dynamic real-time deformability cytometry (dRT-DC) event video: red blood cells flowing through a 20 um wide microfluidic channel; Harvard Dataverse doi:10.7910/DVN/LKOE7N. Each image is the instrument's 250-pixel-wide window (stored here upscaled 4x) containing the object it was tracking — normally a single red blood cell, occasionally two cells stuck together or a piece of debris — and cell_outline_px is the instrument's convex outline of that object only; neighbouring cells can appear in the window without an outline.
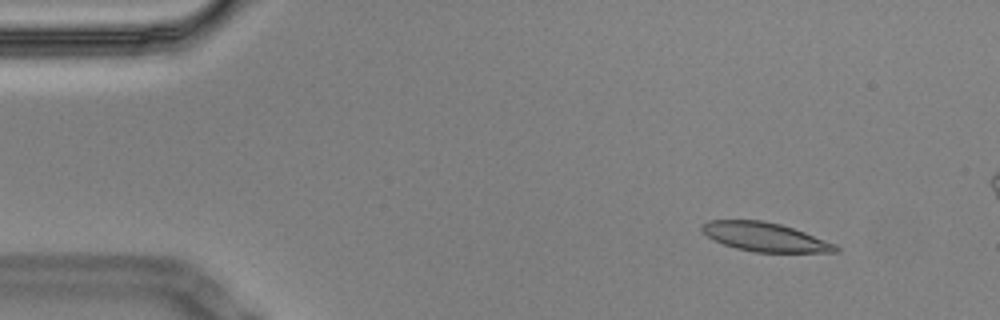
{"species": "Egyptian fruit bat (a non-hibernating species)", "species_latin": "Rousettus aegyptiacus", "temperature_condition": "cold", "stored_images_in_passage": 4, "camera_frame_rate_fps": 3000, "um_per_image_px": 0.085, "animal": {"sex": "male"}, "frame": {"image": 1, "passage_image": 1, "time_ms": 0.0, "image_size_px": [1000, 320], "cell_outline_px": [[840, 252], [756, 252], [736, 248], [724, 244], [700, 232], [700, 228], [708, 220], [760, 220], [780, 224], [804, 232], [836, 244], [840, 248]], "centroid_in_image_um": [65.03, 20.14], "position_along_channel_um": 20.0, "area_um2": 22.31}}